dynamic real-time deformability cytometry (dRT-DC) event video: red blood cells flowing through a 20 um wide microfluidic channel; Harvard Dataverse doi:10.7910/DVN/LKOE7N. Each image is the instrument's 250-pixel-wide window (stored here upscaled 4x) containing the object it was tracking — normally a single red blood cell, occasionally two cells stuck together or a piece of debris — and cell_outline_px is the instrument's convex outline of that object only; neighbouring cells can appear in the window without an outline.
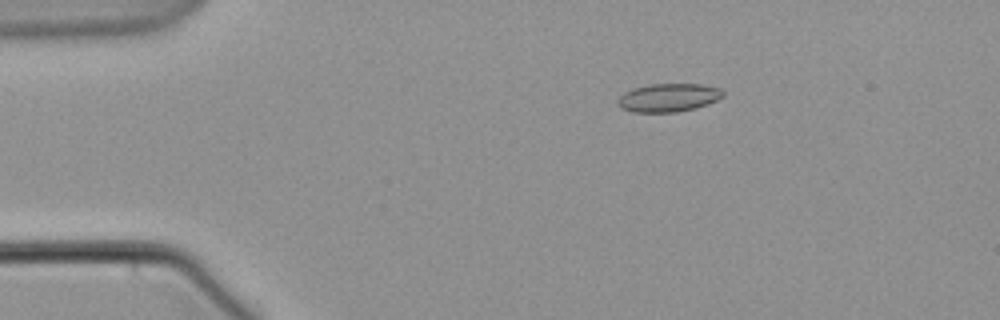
{"species": "common noctule bat (a hibernating species)", "species_latin": "Nyctalus noctula", "temperature_condition": "warm", "stored_images_in_passage": 5, "camera_frame_rate_fps": 3000, "um_per_image_px": 0.085, "animal": {"sex": "male", "body_mass_g": 21.5, "forearm_length_mm": 52.0}, "frame": {"image": 1, "passage_image": 3, "time_ms": 2.333, "image_size_px": [1000, 320], "cell_outline_px": [[724, 96], [708, 104], [696, 108], [676, 112], [632, 112], [624, 108], [616, 100], [624, 92], [632, 88], [648, 84], [700, 84], [720, 88], [724, 92]], "centroid_in_image_um": [56.83, 8.29], "position_along_channel_um": 28.2, "area_um2": 17.34}}